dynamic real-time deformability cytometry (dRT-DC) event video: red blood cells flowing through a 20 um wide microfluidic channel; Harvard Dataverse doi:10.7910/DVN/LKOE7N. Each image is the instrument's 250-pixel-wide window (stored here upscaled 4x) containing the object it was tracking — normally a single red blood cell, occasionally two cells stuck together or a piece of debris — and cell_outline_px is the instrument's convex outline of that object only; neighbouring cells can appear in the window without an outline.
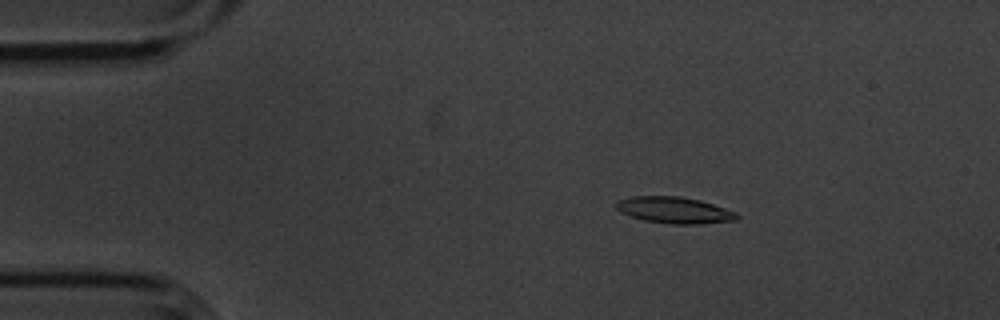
{"species": "common noctule bat (a hibernating species)", "species_latin": "Nyctalus noctula", "temperature_condition": "cold", "stored_images_in_passage": 56, "camera_frame_rate_fps": 3000, "um_per_image_px": 0.085, "animal": {"sex": "male", "body_mass_g": 20.1, "forearm_length_mm": 53.5}, "frame": {"image": 1, "passage_image": 10, "time_ms": 3.0, "image_size_px": [1000, 320], "cell_outline_px": [[740, 216], [736, 220], [696, 224], [672, 224], [644, 220], [620, 212], [616, 208], [616, 200], [632, 196], [680, 196], [700, 200], [736, 212]], "centroid_in_image_um": [57.3, 17.85], "position_along_channel_um": 27.7, "area_um2": 18.5}}
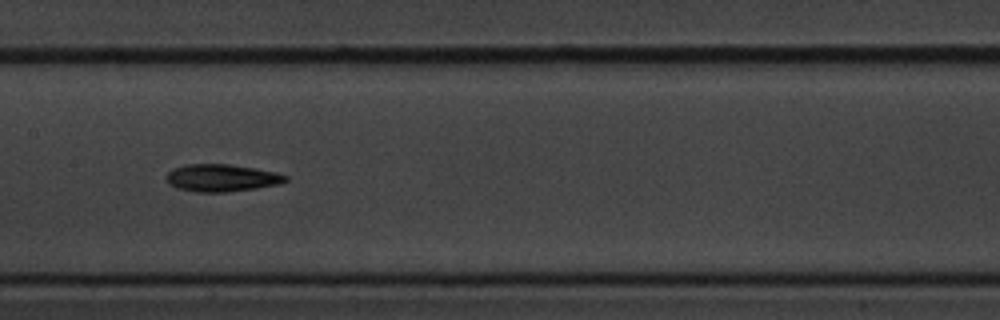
{"frame": {"image": 2, "passage_image": 28, "time_ms": 9.0, "image_size_px": [1000, 320], "cell_outline_px": [[288, 180], [280, 184], [256, 188], [228, 192], [196, 192], [176, 188], [168, 184], [164, 176], [172, 168], [188, 164], [228, 164], [276, 172], [288, 176]], "centroid_in_image_um": [18.8, 15.13], "position_along_channel_um": 188.6, "area_um2": 19.13}}
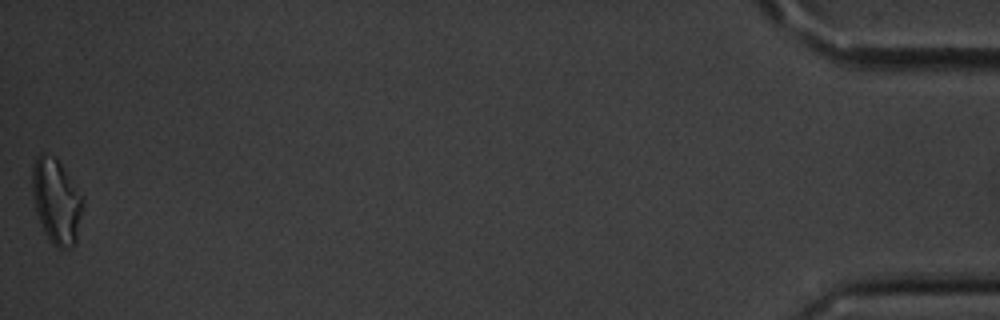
{"frame": {"image": 3, "passage_image": 56, "time_ms": 18.333, "image_size_px": [1000, 320], "cell_outline_px": [[84, 204], [76, 244], [68, 248], [56, 248], [52, 244], [44, 232], [36, 212], [32, 192], [32, 164], [36, 156], [40, 152], [44, 152], [52, 156], [60, 164], [84, 196]], "centroid_in_image_um": [4.8, 17.11], "position_along_channel_um": 430.4, "area_um2": 25.37}, "authors_computed_cell_mechanics": {"area_um2": 18.3804, "velocity_mm_per_s": 3.6117, "shape_relaxation_time_tau1_ms": 5.386, "shape_relaxation_time_tau2_ms": 7.3259, "deformation_change_tau1": 0.1395, "deformation_change_tau2": 0.1839}}